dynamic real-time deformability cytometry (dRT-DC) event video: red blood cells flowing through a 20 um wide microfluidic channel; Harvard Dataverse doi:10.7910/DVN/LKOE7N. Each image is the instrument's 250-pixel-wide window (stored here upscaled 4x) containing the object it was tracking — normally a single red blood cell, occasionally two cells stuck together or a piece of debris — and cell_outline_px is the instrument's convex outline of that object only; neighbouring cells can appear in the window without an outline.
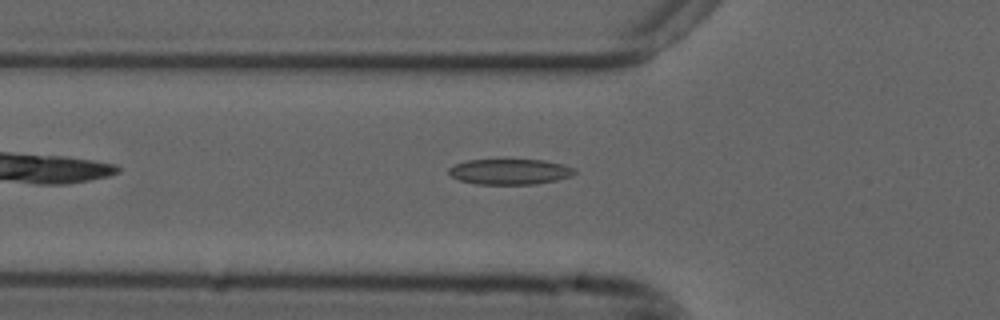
{"species": "common noctule bat (a hibernating species)", "species_latin": "Nyctalus noctula", "temperature_condition": "cold", "stored_images_in_passage": 41, "camera_frame_rate_fps": 3000, "um_per_image_px": 0.085, "animal": {"sex": "male", "forearm_length_mm": 52.5}, "frame": {"image": 1, "passage_image": 5, "time_ms": 1.333, "image_size_px": [1000, 320], "cell_outline_px": [[576, 172], [572, 176], [556, 180], [536, 184], [476, 184], [460, 180], [452, 176], [448, 172], [448, 168], [456, 164], [468, 160], [544, 160], [564, 164], [576, 168]], "centroid_in_image_um": [43.38, 14.59], "position_along_channel_um": 82.4, "area_um2": 18.73}}
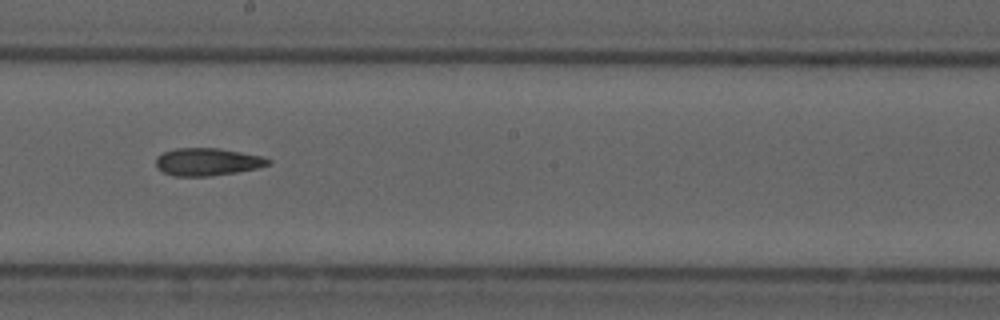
{"frame": {"image": 2, "passage_image": 17, "time_ms": 5.333, "image_size_px": [1000, 320], "cell_outline_px": [[272, 164], [256, 168], [236, 172], [212, 176], [172, 176], [164, 172], [156, 164], [156, 156], [164, 152], [176, 148], [220, 148], [260, 156], [272, 160]], "centroid_in_image_um": [17.63, 13.75], "position_along_channel_um": 230.6, "area_um2": 17.98}}
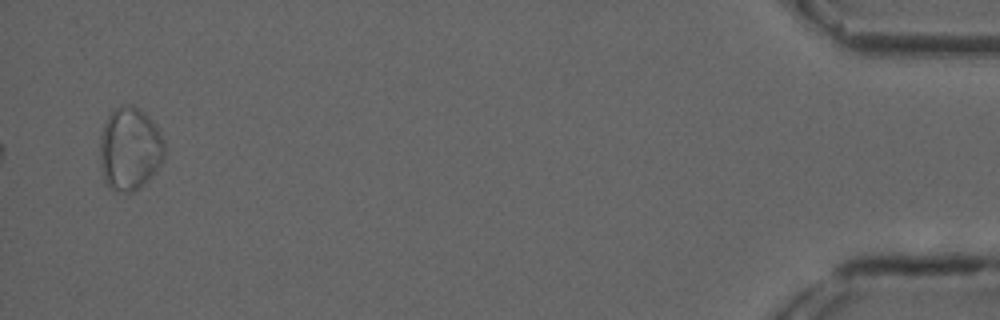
{"frame": {"image": 3, "passage_image": 40, "time_ms": 13.0, "image_size_px": [1000, 320], "cell_outline_px": [[164, 160], [132, 192], [124, 192], [112, 188], [104, 180], [100, 164], [100, 136], [104, 124], [108, 116], [116, 108], [128, 104], [132, 104], [140, 108], [156, 124], [164, 140]], "centroid_in_image_um": [11.02, 12.58], "position_along_channel_um": 424.2, "area_um2": 30.81}, "authors_computed_cell_mechanics": {"area_um2": 18.785, "velocity_mm_per_s": 3.6873, "shape_relaxation_time_tau1_ms": null, "shape_relaxation_time_tau2_ms": 5.4744, "deformation_change_tau1": null, "deformation_change_tau2": 0.1394}}